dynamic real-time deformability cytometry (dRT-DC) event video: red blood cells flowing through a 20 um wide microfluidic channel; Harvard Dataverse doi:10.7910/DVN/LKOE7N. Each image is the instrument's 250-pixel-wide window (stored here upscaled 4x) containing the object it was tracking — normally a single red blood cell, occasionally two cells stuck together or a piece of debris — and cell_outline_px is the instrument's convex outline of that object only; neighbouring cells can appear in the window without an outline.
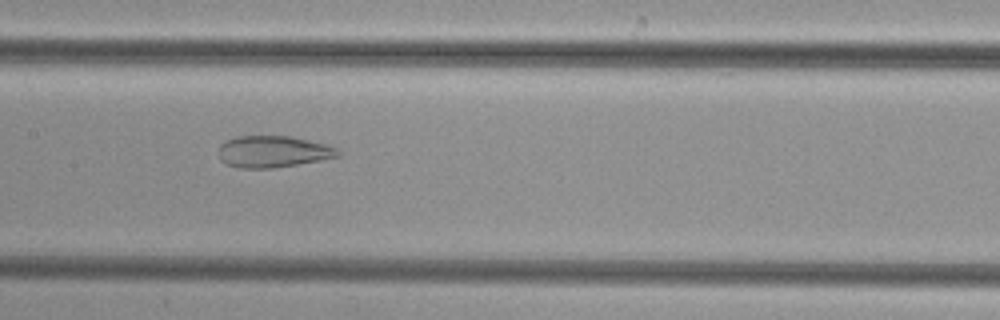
{"species": "common noctule bat (a hibernating species)", "species_latin": "Nyctalus noctula", "temperature_condition": "cold", "stored_images_in_passage": 38, "camera_frame_rate_fps": 3000, "um_per_image_px": 0.085, "animal": {"sex": "female", "body_mass_g": 29.2, "forearm_length_mm": 56.3}, "frame": {"image": 1, "passage_image": 17, "time_ms": 5.333, "image_size_px": [1000, 320], "cell_outline_px": [[340, 156], [320, 160], [272, 168], [240, 168], [228, 164], [220, 160], [220, 144], [236, 136], [288, 136], [308, 140], [324, 144], [336, 148], [340, 152]], "centroid_in_image_um": [23.2, 12.89], "position_along_channel_um": 184.2, "area_um2": 21.68}}
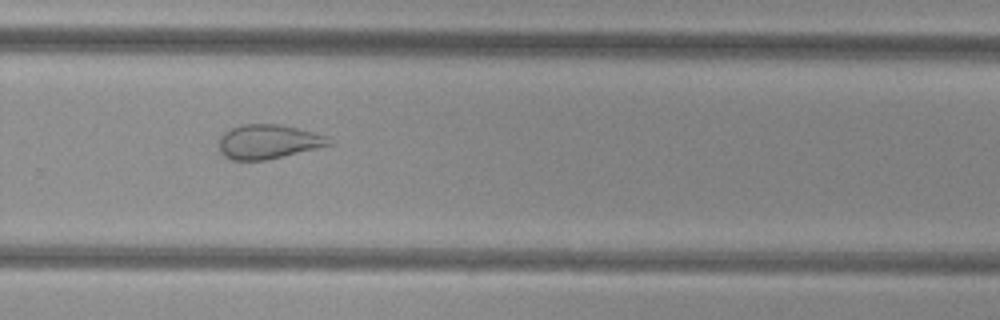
{"frame": {"image": 2, "passage_image": 26, "time_ms": 8.333, "image_size_px": [1000, 320], "cell_outline_px": [[336, 144], [268, 160], [232, 160], [224, 156], [220, 152], [220, 136], [224, 132], [240, 124], [280, 124], [328, 136]], "centroid_in_image_um": [22.84, 12.05], "position_along_channel_um": 307.0, "area_um2": 22.2}}
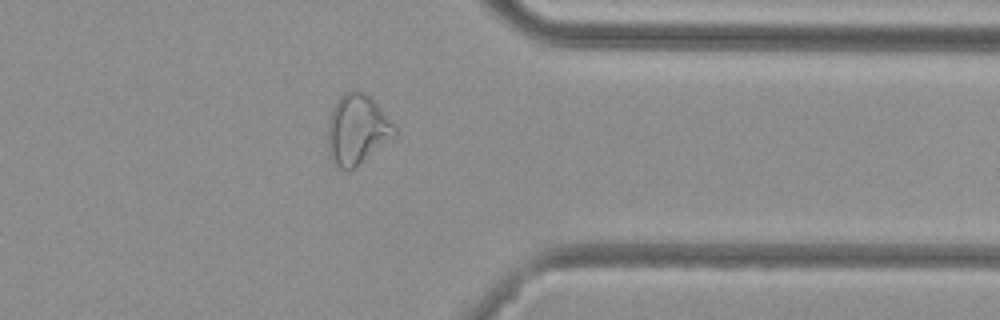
{"frame": {"image": 3, "passage_image": 32, "time_ms": 10.333, "image_size_px": [1000, 320], "cell_outline_px": [[396, 136], [348, 172], [340, 168], [332, 160], [328, 152], [328, 120], [332, 108], [340, 96], [344, 92], [352, 88], [356, 88], [364, 92], [376, 104], [396, 128]], "centroid_in_image_um": [30.32, 10.99], "position_along_channel_um": 381.1, "area_um2": 27.11}}